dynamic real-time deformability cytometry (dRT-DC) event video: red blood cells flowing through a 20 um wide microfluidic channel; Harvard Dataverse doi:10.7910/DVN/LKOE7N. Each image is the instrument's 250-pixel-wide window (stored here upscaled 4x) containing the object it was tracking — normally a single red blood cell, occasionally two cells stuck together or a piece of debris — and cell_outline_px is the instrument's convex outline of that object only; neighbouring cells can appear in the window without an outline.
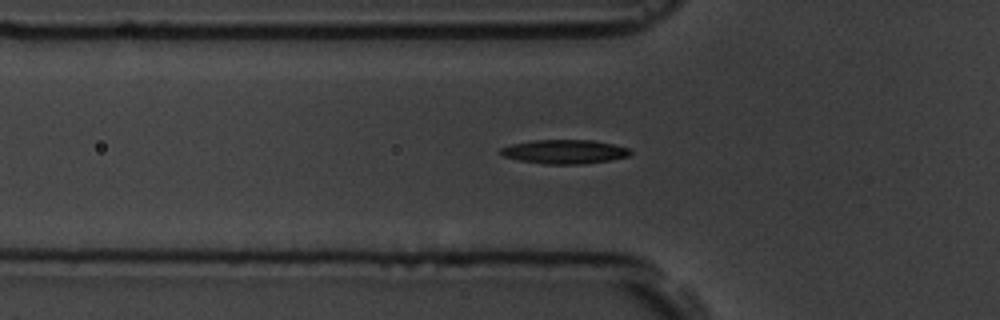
{"species": "common noctule bat (a hibernating species)", "species_latin": "Nyctalus noctula", "temperature_condition": "room temperature", "stored_images_in_passage": 38, "camera_frame_rate_fps": 3000, "um_per_image_px": 0.085, "animal": {"sex": "male", "body_mass_g": 19.5, "forearm_length_mm": 54.6}, "frame": {"image": 1, "passage_image": 6, "time_ms": 1.667, "image_size_px": [1000, 320], "cell_outline_px": [[632, 152], [628, 156], [608, 160], [584, 164], [544, 164], [520, 160], [500, 156], [496, 152], [500, 148], [512, 144], [536, 140], [592, 140], [612, 144], [628, 148]], "centroid_in_image_um": [47.91, 12.9], "position_along_channel_um": 77.9, "area_um2": 18.15}}
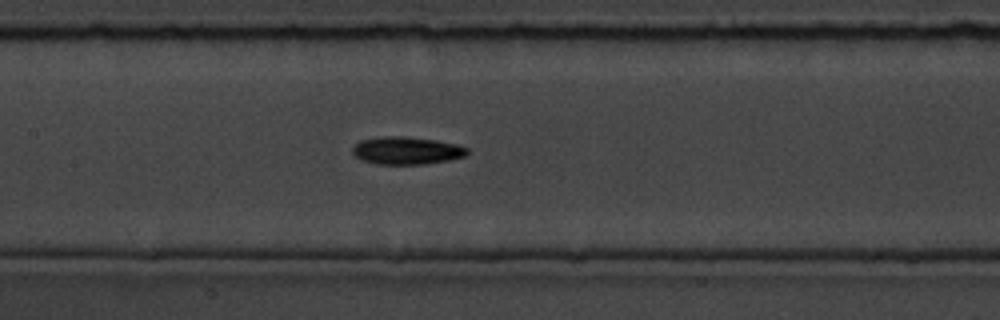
{"frame": {"image": 2, "passage_image": 14, "time_ms": 4.333, "image_size_px": [1000, 320], "cell_outline_px": [[468, 152], [464, 156], [448, 160], [424, 164], [376, 164], [360, 160], [352, 152], [352, 148], [360, 140], [380, 136], [400, 136], [436, 140], [456, 144], [468, 148]], "centroid_in_image_um": [34.52, 12.8], "position_along_channel_um": 172.9, "area_um2": 18.44}}
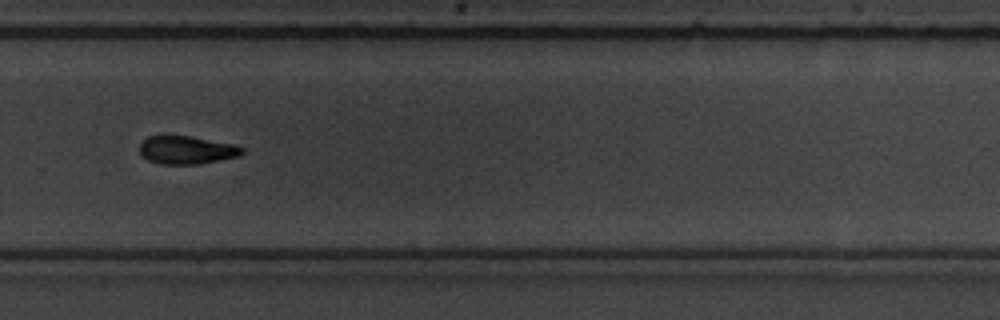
{"frame": {"image": 3, "passage_image": 26, "time_ms": 8.333, "image_size_px": [1000, 320], "cell_outline_px": [[244, 152], [240, 156], [200, 164], [160, 164], [148, 160], [140, 152], [140, 144], [148, 136], [188, 136], [232, 144], [244, 148]], "centroid_in_image_um": [15.88, 12.76], "position_along_channel_um": 313.9, "area_um2": 16.59}, "authors_computed_cell_mechanics": {"area_um2": 17.5712, "velocity_mm_per_s": 3.5412, "shape_relaxation_time_tau1_ms": 4.31, "shape_relaxation_time_tau2_ms": 8.4108, "deformation_change_tau1": 0.1314, "deformation_change_tau2": 0.1549}}